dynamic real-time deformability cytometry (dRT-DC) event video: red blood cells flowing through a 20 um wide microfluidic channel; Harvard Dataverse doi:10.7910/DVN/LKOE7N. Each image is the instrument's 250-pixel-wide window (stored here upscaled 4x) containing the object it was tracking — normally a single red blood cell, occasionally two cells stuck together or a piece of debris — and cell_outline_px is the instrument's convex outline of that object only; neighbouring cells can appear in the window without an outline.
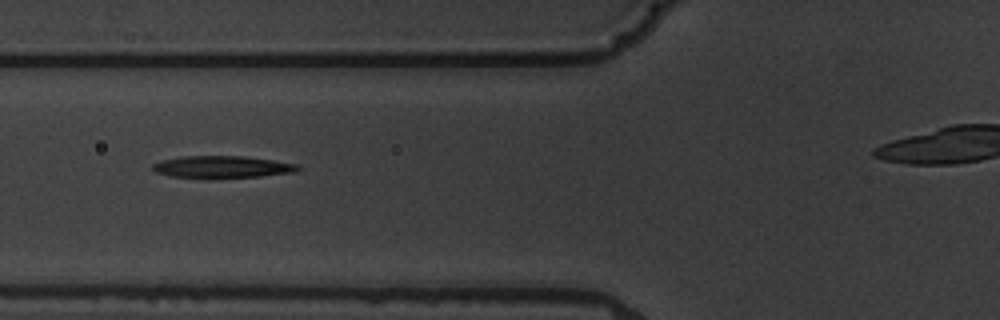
{"species": "common noctule bat (a hibernating species)", "species_latin": "Nyctalus noctula", "temperature_condition": "warm", "stored_images_in_passage": 4, "camera_frame_rate_fps": 3000, "um_per_image_px": 0.085, "animal": {"sex": "male", "body_mass_g": 19.5, "forearm_length_mm": 54.6}, "frame": {"image": 1, "passage_image": 2, "time_ms": 1.333, "image_size_px": [1000, 320], "cell_outline_px": [[300, 168], [296, 172], [260, 176], [172, 176], [156, 172], [152, 168], [152, 164], [160, 160], [180, 156], [244, 156], [272, 160], [296, 164]], "centroid_in_image_um": [18.87, 14.15], "position_along_channel_um": 106.9, "area_um2": 17.92}}
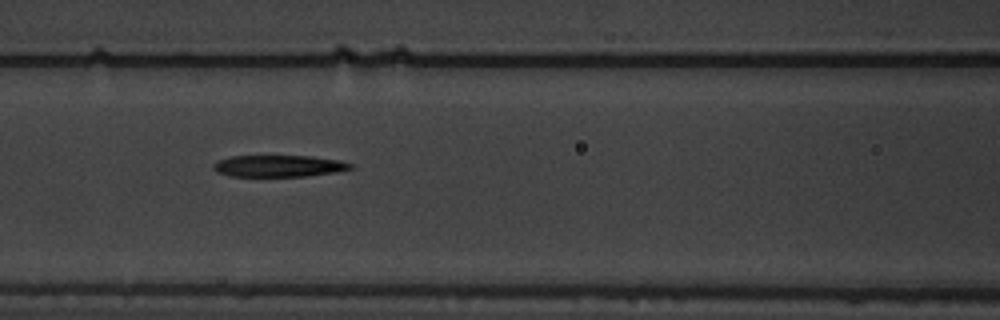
{"frame": {"image": 2, "passage_image": 3, "time_ms": 2.333, "image_size_px": [1000, 320], "cell_outline_px": [[352, 168], [336, 172], [304, 176], [232, 176], [216, 172], [212, 168], [212, 164], [216, 160], [232, 156], [312, 156], [340, 160], [352, 164]], "centroid_in_image_um": [23.65, 14.1], "position_along_channel_um": 142.9, "area_um2": 17.34}}
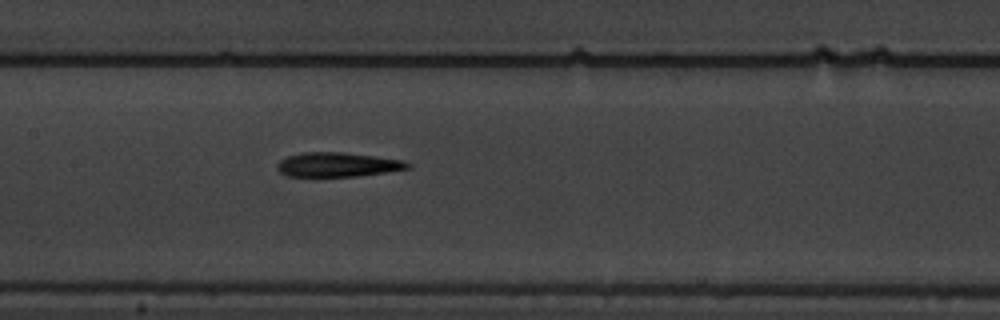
{"frame": {"image": 3, "passage_image": 4, "time_ms": 3.333, "image_size_px": [1000, 320], "cell_outline_px": [[412, 168], [356, 176], [284, 176], [276, 168], [276, 164], [280, 160], [288, 156], [300, 152], [344, 152], [404, 160], [412, 164]], "centroid_in_image_um": [28.68, 13.99], "position_along_channel_um": 178.7, "area_um2": 18.61}}